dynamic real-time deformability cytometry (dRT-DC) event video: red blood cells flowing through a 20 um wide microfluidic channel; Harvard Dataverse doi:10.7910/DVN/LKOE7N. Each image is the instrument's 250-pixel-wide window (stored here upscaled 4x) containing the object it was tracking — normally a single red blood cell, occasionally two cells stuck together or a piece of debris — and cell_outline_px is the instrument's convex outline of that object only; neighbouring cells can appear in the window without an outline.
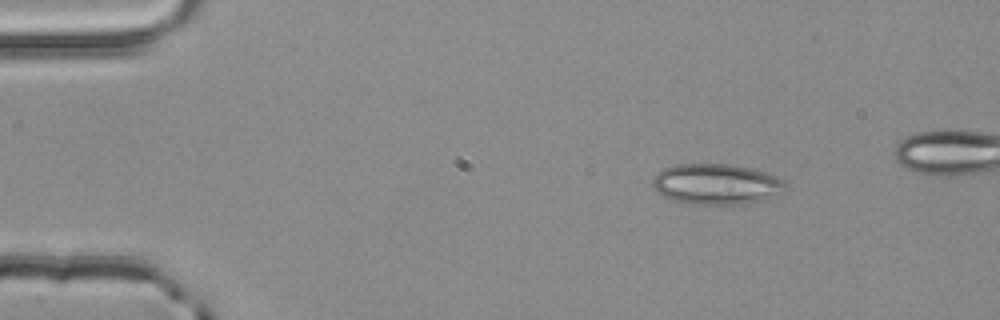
{"species": "common noctule bat (a hibernating species)", "species_latin": "Nyctalus noctula", "temperature_condition": "room temperature", "stored_images_in_passage": 3, "camera_frame_rate_fps": 3000, "um_per_image_px": 0.085, "animal": {"sex": "male", "body_mass_g": 20.4}, "frame": {"image": 1, "passage_image": 1, "time_ms": 0.0, "image_size_px": [1000, 320], "cell_outline_px": [[788, 188], [784, 192], [768, 200], [744, 204], [692, 204], [672, 200], [664, 196], [652, 184], [652, 176], [664, 168], [676, 164], [732, 164], [752, 168], [776, 176], [784, 180], [788, 184]], "centroid_in_image_um": [60.96, 15.65], "position_along_channel_um": 24.0, "area_um2": 31.91}}